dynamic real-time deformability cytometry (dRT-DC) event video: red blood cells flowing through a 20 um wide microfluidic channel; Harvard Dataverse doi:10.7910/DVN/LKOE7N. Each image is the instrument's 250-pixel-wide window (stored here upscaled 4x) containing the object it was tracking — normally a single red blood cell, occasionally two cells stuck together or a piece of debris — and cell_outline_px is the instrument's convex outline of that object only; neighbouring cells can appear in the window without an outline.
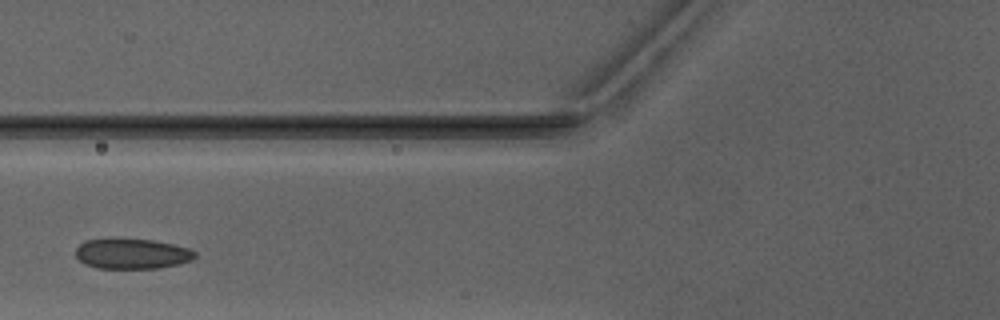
{"species": "Egyptian fruit bat (a non-hibernating species)", "species_latin": "Rousettus aegyptiacus", "temperature_condition": "warm", "stored_images_in_passage": 2, "camera_frame_rate_fps": 3000, "um_per_image_px": 0.085, "animal": {"sex": "male"}, "frame": {"image": 1, "passage_image": 2, "time_ms": 1.333, "image_size_px": [1000, 320], "cell_outline_px": [[196, 256], [192, 260], [180, 264], [160, 268], [96, 268], [84, 264], [76, 256], [76, 248], [80, 244], [88, 240], [152, 240], [172, 244], [188, 248], [196, 252]], "centroid_in_image_um": [11.25, 21.59], "position_along_channel_um": 114.5, "area_um2": 20.69}}